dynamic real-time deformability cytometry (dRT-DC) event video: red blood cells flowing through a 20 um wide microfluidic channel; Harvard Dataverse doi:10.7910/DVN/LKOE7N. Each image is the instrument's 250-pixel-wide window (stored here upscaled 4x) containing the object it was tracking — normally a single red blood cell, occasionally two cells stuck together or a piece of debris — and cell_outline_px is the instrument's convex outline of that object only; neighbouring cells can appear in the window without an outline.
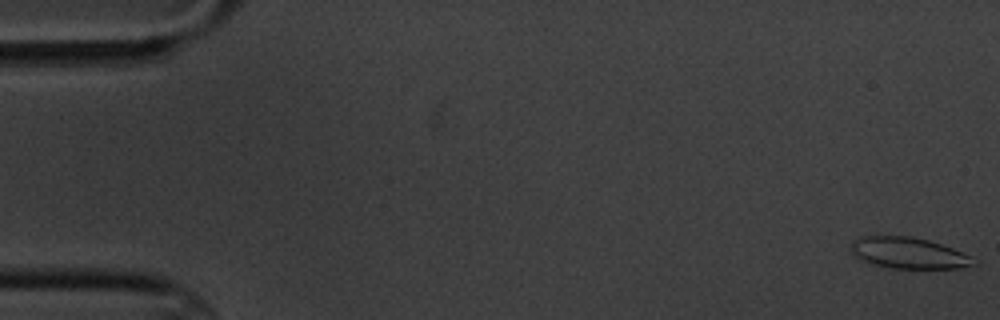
{"species": "common noctule bat (a hibernating species)", "species_latin": "Nyctalus noctula", "temperature_condition": "cold", "stored_images_in_passage": 9, "camera_frame_rate_fps": 3000, "um_per_image_px": 0.085, "animal": {"sex": "male", "body_mass_g": 20.1, "forearm_length_mm": 53.5}, "frame": {"image": 1, "passage_image": 1, "time_ms": 0.0, "image_size_px": [1000, 320], "cell_outline_px": [[980, 264], [960, 268], [888, 268], [872, 264], [852, 256], [848, 248], [852, 240], [860, 236], [912, 236], [928, 240], [952, 248], [972, 256]], "centroid_in_image_um": [77.18, 21.51], "position_along_channel_um": 7.8, "area_um2": 22.72}}
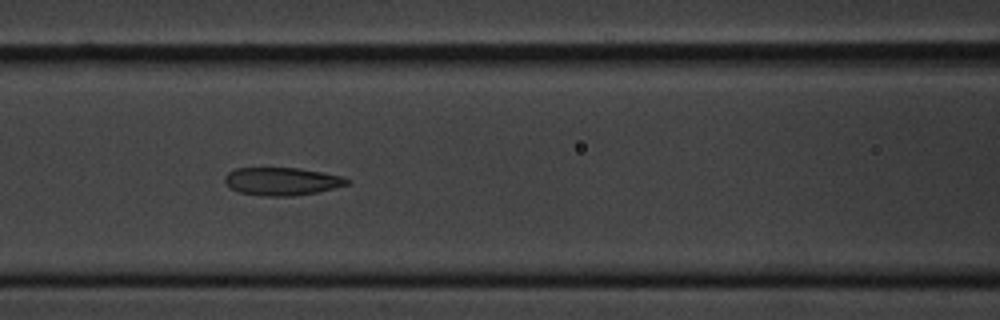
{"frame": {"image": 2, "passage_image": 7, "time_ms": 8.0, "image_size_px": [1000, 320], "cell_outline_px": [[348, 184], [316, 192], [292, 196], [264, 196], [240, 192], [224, 184], [224, 176], [228, 172], [236, 168], [300, 168], [344, 176], [348, 180]], "centroid_in_image_um": [23.93, 15.4], "position_along_channel_um": 142.7, "area_um2": 19.77}}
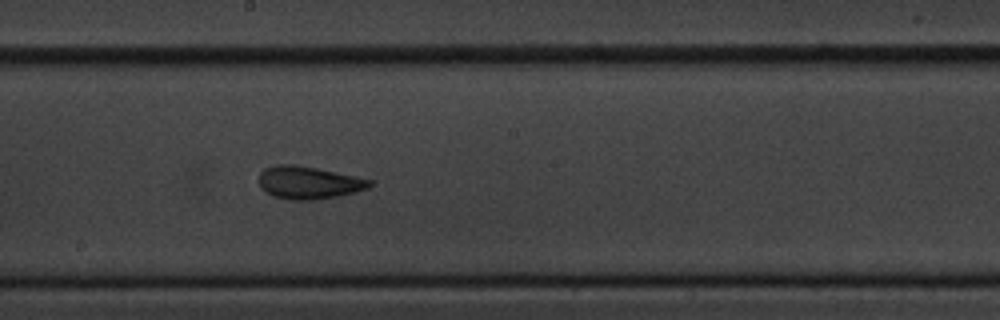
{"frame": {"image": 3, "passage_image": 9, "time_ms": 10.333, "image_size_px": [1000, 320], "cell_outline_px": [[372, 184], [368, 188], [356, 192], [336, 196], [312, 200], [292, 200], [272, 196], [264, 192], [260, 188], [260, 172], [264, 168], [276, 164], [296, 164], [316, 168], [372, 180]], "centroid_in_image_um": [26.19, 15.52], "position_along_channel_um": 222.0, "area_um2": 21.04}}